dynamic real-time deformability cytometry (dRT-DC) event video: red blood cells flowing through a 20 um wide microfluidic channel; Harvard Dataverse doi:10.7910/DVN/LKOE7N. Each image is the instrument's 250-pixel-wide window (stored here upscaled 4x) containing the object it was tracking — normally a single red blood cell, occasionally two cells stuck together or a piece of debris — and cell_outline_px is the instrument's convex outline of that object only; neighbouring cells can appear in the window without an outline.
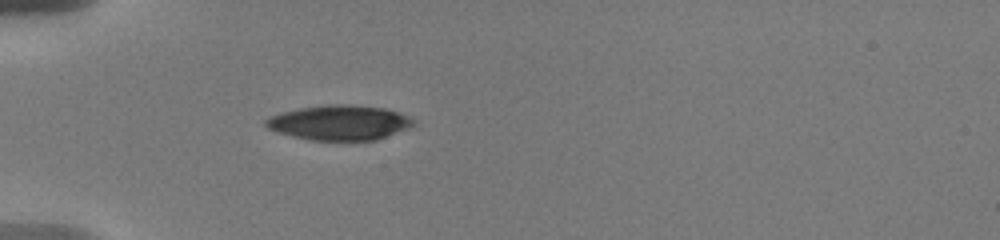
{"species": "human", "species_latin": "Homo sapiens", "temperature_condition": "warm", "stored_images_in_passage": 17, "camera_frame_rate_fps": 3000, "um_per_image_px": 0.085, "donor": {"sex": "male"}, "frame": {"image": 1, "passage_image": 1, "time_ms": 0.0, "image_size_px": [1000, 240], "cell_outline_px": [[412, 124], [408, 128], [376, 140], [312, 140], [292, 136], [268, 128], [264, 124], [264, 120], [280, 112], [300, 108], [328, 104], [348, 104], [384, 108], [408, 116], [412, 120]], "centroid_in_image_um": [28.81, 10.42], "position_along_channel_um": 56.2, "area_um2": 29.65}}
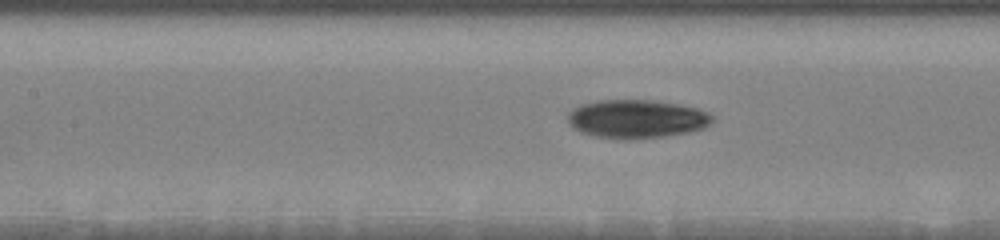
{"frame": {"image": 2, "passage_image": 12, "time_ms": 3.0, "image_size_px": [1000, 240], "cell_outline_px": [[716, 120], [712, 124], [704, 128], [692, 132], [664, 136], [596, 136], [580, 132], [572, 128], [568, 120], [568, 116], [580, 104], [596, 100], [652, 100], [680, 104], [696, 108], [708, 112]], "centroid_in_image_um": [54.19, 10.06], "position_along_channel_um": 153.2, "area_um2": 31.67}}
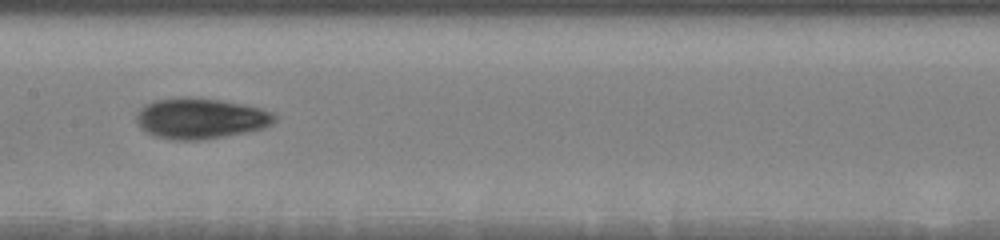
{"frame": {"image": 3, "passage_image": 16, "time_ms": 4.0, "image_size_px": [1000, 240], "cell_outline_px": [[276, 120], [272, 124], [264, 128], [248, 132], [200, 140], [172, 140], [152, 136], [140, 128], [136, 120], [136, 116], [140, 108], [144, 104], [152, 100], [184, 96], [192, 96], [220, 100], [260, 108], [272, 112], [276, 116]], "centroid_in_image_um": [17.0, 10.06], "position_along_channel_um": 190.4, "area_um2": 33.18}}